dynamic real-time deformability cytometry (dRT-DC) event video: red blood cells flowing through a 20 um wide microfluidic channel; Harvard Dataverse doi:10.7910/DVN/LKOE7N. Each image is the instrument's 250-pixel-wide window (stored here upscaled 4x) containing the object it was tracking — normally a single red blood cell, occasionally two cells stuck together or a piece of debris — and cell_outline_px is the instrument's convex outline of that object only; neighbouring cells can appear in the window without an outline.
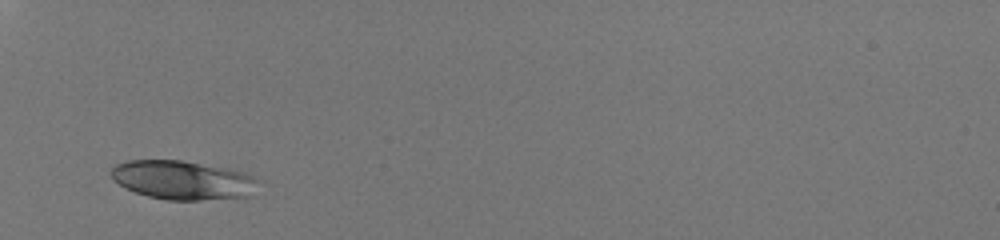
{"species": "human", "species_latin": "Homo sapiens", "temperature_condition": "room temperature", "stored_images_in_passage": 27, "camera_frame_rate_fps": 3000, "um_per_image_px": 0.085, "donor": {"sex": "male"}, "frame": {"image": 1, "passage_image": 1, "time_ms": 0.0, "image_size_px": [1000, 240], "cell_outline_px": [[260, 180], [252, 196], [200, 200], [164, 200], [148, 196], [136, 192], [112, 180], [108, 176], [108, 172], [116, 164], [128, 160], [180, 160], [224, 168], [244, 172], [256, 176]], "centroid_in_image_um": [15.53, 15.31], "position_along_channel_um": 69.5, "area_um2": 33.58}}
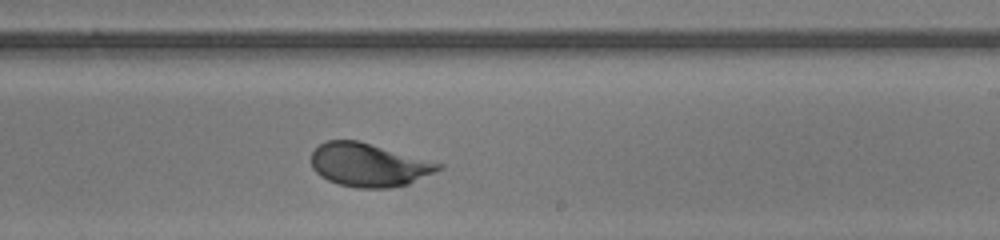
{"frame": {"image": 2, "passage_image": 16, "time_ms": 5.0, "image_size_px": [1000, 240], "cell_outline_px": [[444, 168], [408, 184], [388, 188], [356, 188], [336, 184], [320, 176], [312, 168], [312, 152], [320, 144], [328, 140], [356, 140], [444, 164]], "centroid_in_image_um": [31.34, 14.03], "position_along_channel_um": 257.7, "area_um2": 32.02}}
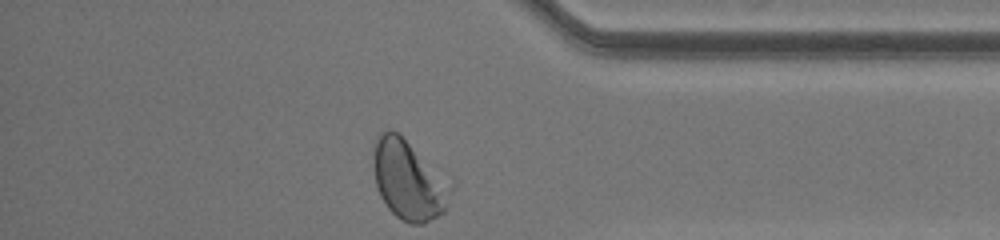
{"frame": {"image": 3, "passage_image": 27, "time_ms": 8.667, "image_size_px": [1000, 240], "cell_outline_px": [[452, 188], [444, 212], [424, 224], [412, 224], [400, 220], [388, 208], [380, 196], [376, 184], [372, 168], [372, 144], [376, 136], [380, 132], [388, 128], [400, 132], [452, 184]], "centroid_in_image_um": [34.67, 15.25], "position_along_channel_um": 400.5, "area_um2": 36.47}, "authors_computed_cell_mechanics": {"area_um2": 31.9056, "velocity_mm_per_s": 4.0717, "shape_relaxation_time_tau1_ms": 2.241, "shape_relaxation_time_tau2_ms": null, "deformation_change_tau1": 0.1412, "deformation_change_tau2": null}}